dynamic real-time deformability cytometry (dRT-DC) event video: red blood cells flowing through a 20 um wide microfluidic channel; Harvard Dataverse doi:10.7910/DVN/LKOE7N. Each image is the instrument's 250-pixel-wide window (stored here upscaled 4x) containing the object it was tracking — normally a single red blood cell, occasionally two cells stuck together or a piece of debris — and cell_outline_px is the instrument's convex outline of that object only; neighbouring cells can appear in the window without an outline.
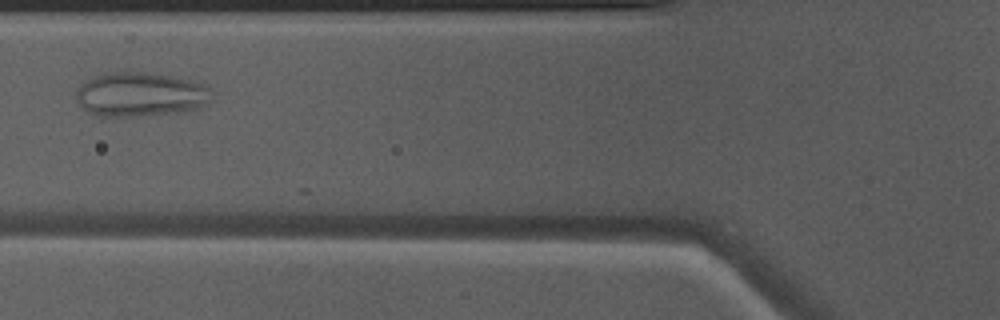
{"species": "Egyptian fruit bat (a non-hibernating species)", "species_latin": "Rousettus aegyptiacus", "temperature_condition": "warm", "stored_images_in_passage": 11, "camera_frame_rate_fps": 3000, "um_per_image_px": 0.085, "animal": {"sex": "male"}, "frame": {"image": 1, "passage_image": 6, "time_ms": 1.667, "image_size_px": [1000, 320], "cell_outline_px": [[212, 100], [208, 104], [200, 108], [184, 112], [128, 116], [100, 116], [88, 112], [76, 100], [76, 88], [84, 80], [96, 76], [112, 72], [144, 72], [172, 76], [192, 80], [204, 84], [212, 88]], "centroid_in_image_um": [11.98, 8.02], "position_along_channel_um": 113.8, "area_um2": 35.32}}